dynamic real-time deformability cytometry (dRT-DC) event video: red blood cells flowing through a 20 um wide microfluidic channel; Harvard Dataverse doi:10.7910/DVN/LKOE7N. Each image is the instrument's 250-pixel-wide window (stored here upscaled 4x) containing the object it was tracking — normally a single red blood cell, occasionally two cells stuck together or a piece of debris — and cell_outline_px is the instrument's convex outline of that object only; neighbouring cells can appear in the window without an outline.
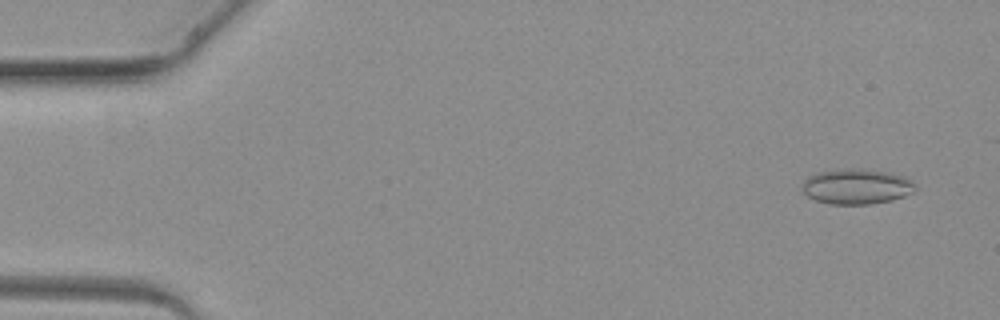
{"species": "common noctule bat (a hibernating species)", "species_latin": "Nyctalus noctula", "temperature_condition": "warm", "stored_images_in_passage": 35, "camera_frame_rate_fps": 3000, "um_per_image_px": 0.085, "animal": {"sex": "female", "body_mass_g": 19.3, "forearm_length_mm": 54.1}, "frame": {"image": 1, "passage_image": 3, "time_ms": 0.667, "image_size_px": [1000, 320], "cell_outline_px": [[916, 188], [912, 192], [904, 196], [892, 200], [872, 204], [828, 204], [816, 200], [800, 192], [800, 188], [804, 180], [808, 176], [816, 172], [848, 168], [864, 168], [892, 172], [912, 180], [916, 184]], "centroid_in_image_um": [72.78, 15.84], "position_along_channel_um": 12.2, "area_um2": 23.76}}
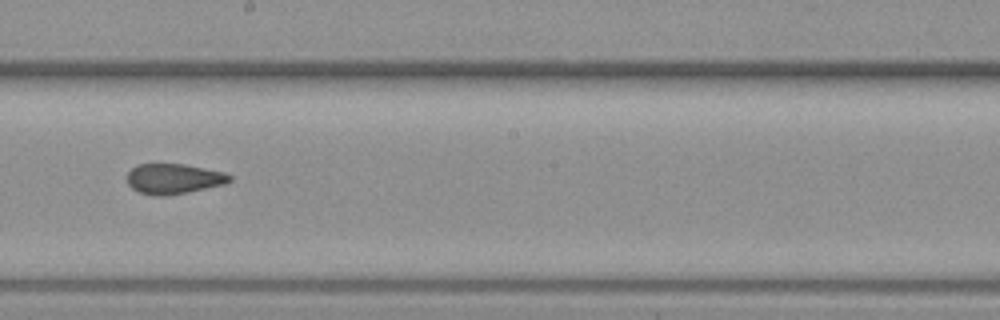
{"frame": {"image": 2, "passage_image": 23, "time_ms": 7.333, "image_size_px": [1000, 320], "cell_outline_px": [[232, 180], [224, 184], [188, 192], [168, 196], [152, 196], [140, 192], [132, 188], [128, 184], [128, 172], [136, 164], [184, 164], [224, 172], [232, 176]], "centroid_in_image_um": [14.76, 15.2], "position_along_channel_um": 233.4, "area_um2": 18.09}}
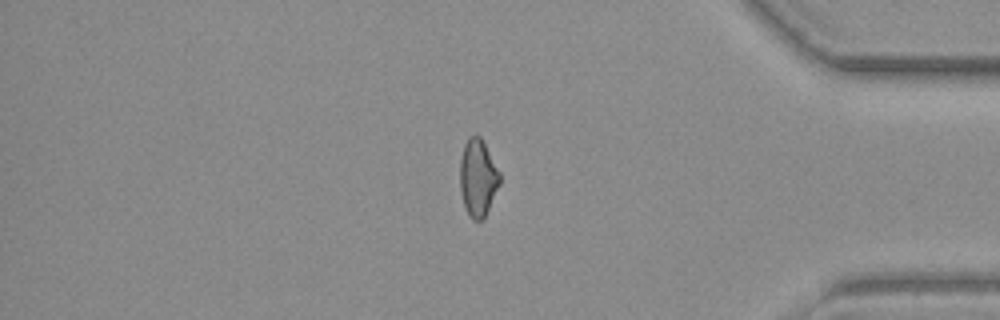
{"frame": {"image": 3, "passage_image": 34, "time_ms": 11.0, "image_size_px": [1000, 320], "cell_outline_px": [[500, 184], [484, 216], [480, 220], [472, 220], [468, 216], [464, 204], [460, 188], [460, 160], [464, 144], [468, 136], [480, 136], [500, 172]], "centroid_in_image_um": [40.61, 15.1], "position_along_channel_um": 394.6, "area_um2": 17.69}}